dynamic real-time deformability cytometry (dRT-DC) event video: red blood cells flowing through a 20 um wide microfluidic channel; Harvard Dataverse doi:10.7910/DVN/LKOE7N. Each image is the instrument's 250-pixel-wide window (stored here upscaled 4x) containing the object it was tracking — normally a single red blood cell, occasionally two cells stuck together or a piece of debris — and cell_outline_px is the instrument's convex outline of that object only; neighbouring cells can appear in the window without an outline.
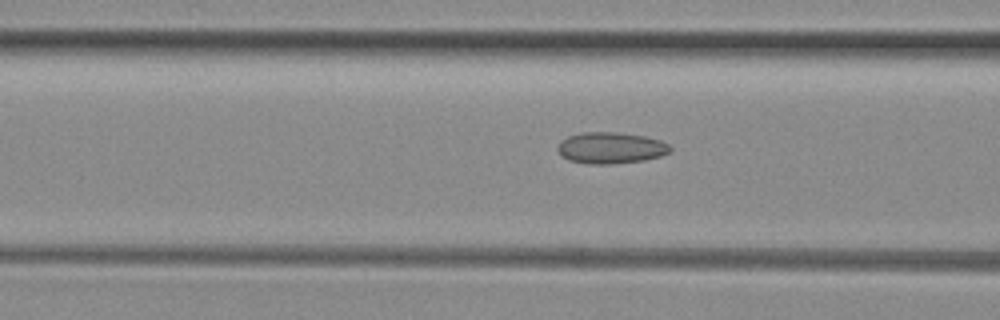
{"species": "common noctule bat (a hibernating species)", "species_latin": "Nyctalus noctula", "temperature_condition": "room temperature", "stored_images_in_passage": 24, "camera_frame_rate_fps": 3000, "um_per_image_px": 0.085, "animal": {"sex": "female", "body_mass_g": 29.2, "forearm_length_mm": 56.3}, "frame": {"image": 1, "passage_image": 6, "time_ms": 1.667, "image_size_px": [1000, 320], "cell_outline_px": [[672, 148], [668, 152], [660, 156], [644, 160], [612, 164], [588, 164], [568, 160], [560, 156], [556, 148], [560, 140], [568, 136], [580, 132], [616, 132], [644, 136], [660, 140], [668, 144]], "centroid_in_image_um": [51.85, 12.57], "position_along_channel_um": 114.7, "area_um2": 20.75}}
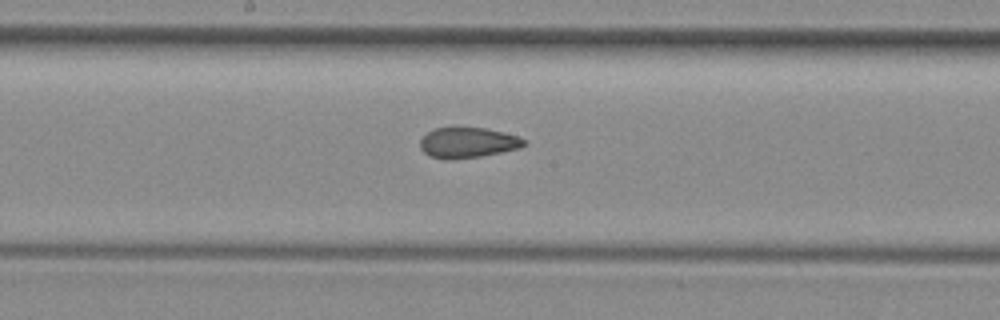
{"frame": {"image": 2, "passage_image": 13, "time_ms": 4.0, "image_size_px": [1000, 320], "cell_outline_px": [[524, 144], [520, 148], [480, 156], [452, 160], [444, 160], [432, 156], [424, 152], [420, 148], [420, 140], [428, 132], [436, 128], [484, 128], [504, 132], [516, 136], [524, 140]], "centroid_in_image_um": [39.73, 12.14], "position_along_channel_um": 208.5, "area_um2": 18.15}}
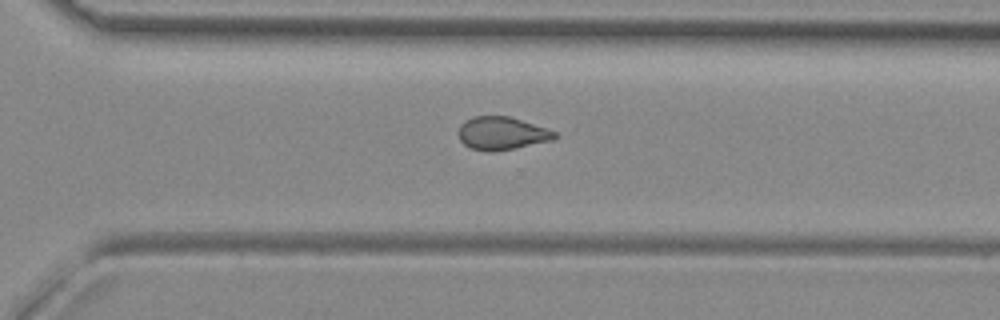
{"frame": {"image": 3, "passage_image": 22, "time_ms": 7.0, "image_size_px": [1000, 320], "cell_outline_px": [[556, 136], [552, 140], [516, 148], [492, 152], [488, 152], [468, 148], [460, 140], [460, 124], [464, 120], [476, 116], [508, 116], [556, 132]], "centroid_in_image_um": [42.61, 11.35], "position_along_channel_um": 328.0, "area_um2": 18.26}}